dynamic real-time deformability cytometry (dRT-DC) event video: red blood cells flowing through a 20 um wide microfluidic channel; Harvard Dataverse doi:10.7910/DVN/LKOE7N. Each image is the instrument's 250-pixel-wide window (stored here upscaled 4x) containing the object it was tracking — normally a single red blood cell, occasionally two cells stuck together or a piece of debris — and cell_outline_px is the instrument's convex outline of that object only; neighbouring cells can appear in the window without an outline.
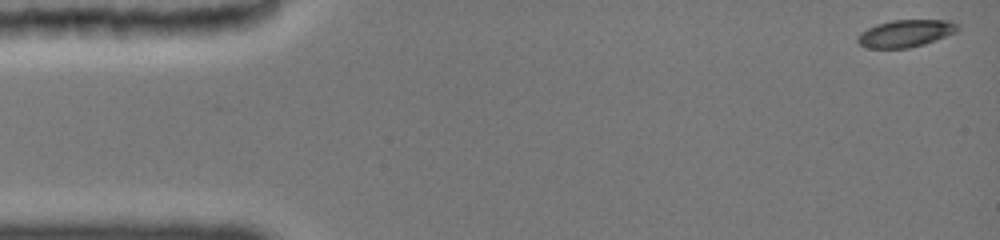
{"species": "common noctule bat (a hibernating species)", "species_latin": "Nyctalus noctula", "temperature_condition": "cold", "stored_images_in_passage": 63, "camera_frame_rate_fps": 3000, "um_per_image_px": 0.085, "animal": {"sex": "female", "body_mass_g": 19.0, "forearm_length_mm": 51.5}, "frame": {"image": 1, "passage_image": 1, "time_ms": 0.0, "image_size_px": [1000, 240], "cell_outline_px": [[960, 28], [956, 32], [936, 40], [924, 44], [908, 48], [868, 48], [860, 44], [856, 40], [856, 36], [860, 32], [876, 24], [892, 20], [952, 20], [960, 24]], "centroid_in_image_um": [76.99, 2.83], "position_along_channel_um": 8.0, "area_um2": 16.07}}
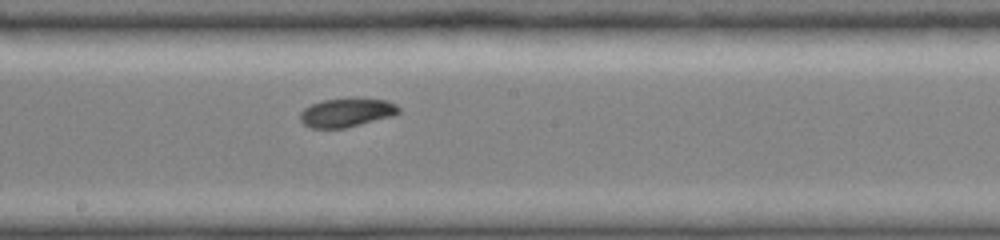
{"frame": {"image": 2, "passage_image": 38, "time_ms": 8.333, "image_size_px": [1000, 240], "cell_outline_px": [[400, 112], [388, 116], [344, 128], [312, 128], [304, 124], [300, 120], [300, 112], [304, 108], [320, 100], [352, 96], [388, 100], [396, 104], [400, 108]], "centroid_in_image_um": [29.43, 9.51], "position_along_channel_um": 218.8, "area_um2": 16.76}}
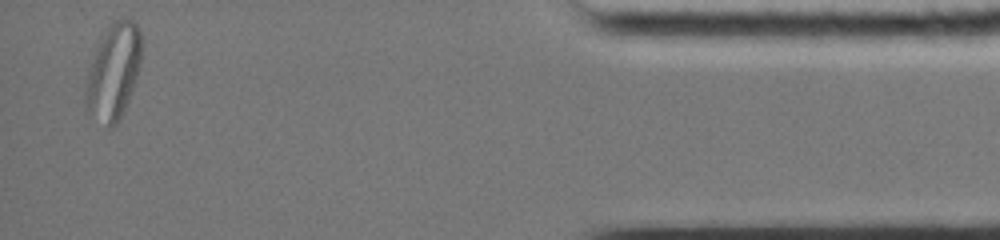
{"frame": {"image": 3, "passage_image": 63, "time_ms": 15.0, "image_size_px": [1000, 240], "cell_outline_px": [[140, 64], [128, 100], [116, 124], [112, 128], [108, 128], [88, 112], [84, 104], [84, 80], [88, 68], [96, 48], [104, 32], [112, 20], [132, 20], [140, 28]], "centroid_in_image_um": [9.59, 6.1], "position_along_channel_um": 425.6, "area_um2": 31.04}, "authors_computed_cell_mechanics": {"area_um2": 16.0684, "velocity_mm_per_s": 3.9664, "shape_relaxation_time_tau1_ms": 3.1397, "shape_relaxation_time_tau2_ms": null, "deformation_change_tau1": 0.1199, "deformation_change_tau2": null}}